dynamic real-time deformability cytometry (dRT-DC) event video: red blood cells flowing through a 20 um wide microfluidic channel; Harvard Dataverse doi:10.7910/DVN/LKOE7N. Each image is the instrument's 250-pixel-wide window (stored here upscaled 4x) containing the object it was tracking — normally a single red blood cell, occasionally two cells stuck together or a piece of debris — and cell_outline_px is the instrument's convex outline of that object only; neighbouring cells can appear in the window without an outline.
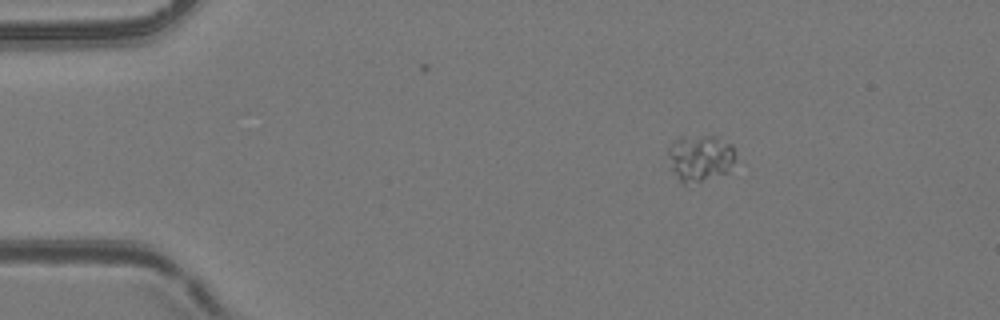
{"species": "common noctule bat (a hibernating species)", "species_latin": "Nyctalus noctula", "temperature_condition": "room temperature", "stored_images_in_passage": 5, "camera_frame_rate_fps": 3000, "um_per_image_px": 0.085, "animal": {"sex": "female", "body_mass_g": 24.6, "forearm_length_mm": 56.2}, "frame": {"image": 1, "passage_image": 1, "time_ms": 0.0, "image_size_px": [1000, 320], "cell_outline_px": [[736, 160], [728, 172], [700, 180], [684, 184], [680, 184], [672, 168], [668, 152], [668, 148], [672, 140], [680, 136], [716, 136], [732, 144], [736, 156]], "centroid_in_image_um": [59.52, 13.39], "position_along_channel_um": 25.5, "area_um2": 18.32}}
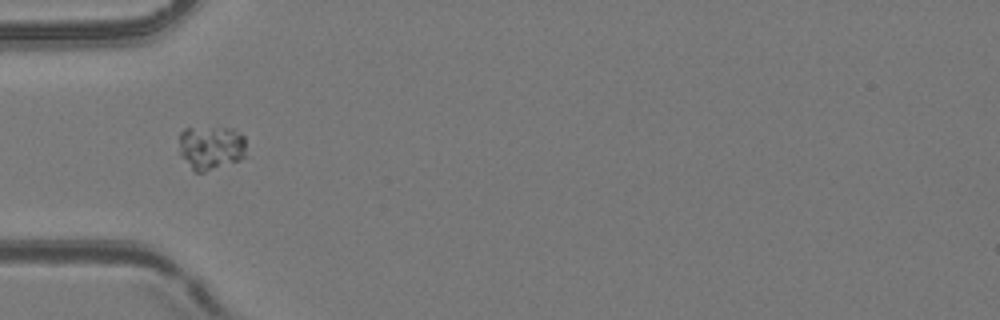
{"frame": {"image": 2, "passage_image": 3, "time_ms": 3.0, "image_size_px": [1000, 320], "cell_outline_px": [[244, 156], [240, 160], [204, 172], [192, 172], [180, 152], [180, 132], [184, 128], [232, 128], [244, 136]], "centroid_in_image_um": [17.92, 12.55], "position_along_channel_um": 67.1, "area_um2": 17.11}}
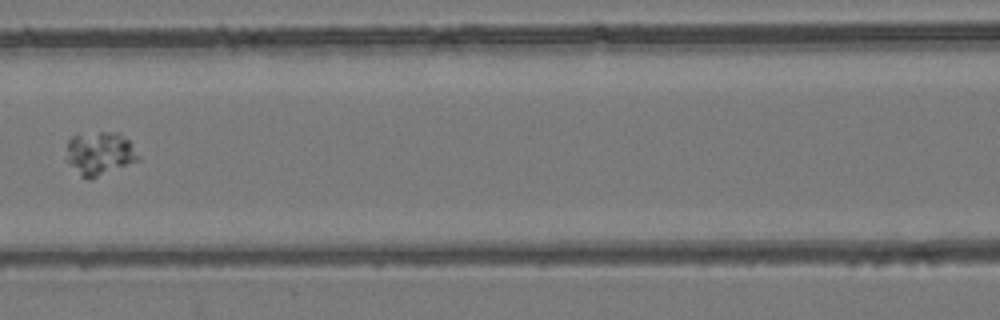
{"frame": {"image": 3, "passage_image": 5, "time_ms": 5.333, "image_size_px": [1000, 320], "cell_outline_px": [[140, 160], [92, 180], [88, 180], [80, 176], [68, 160], [68, 140], [72, 136], [100, 132], [120, 132], [128, 140], [140, 156]], "centroid_in_image_um": [8.53, 13.07], "position_along_channel_um": 158.1, "area_um2": 18.15}}